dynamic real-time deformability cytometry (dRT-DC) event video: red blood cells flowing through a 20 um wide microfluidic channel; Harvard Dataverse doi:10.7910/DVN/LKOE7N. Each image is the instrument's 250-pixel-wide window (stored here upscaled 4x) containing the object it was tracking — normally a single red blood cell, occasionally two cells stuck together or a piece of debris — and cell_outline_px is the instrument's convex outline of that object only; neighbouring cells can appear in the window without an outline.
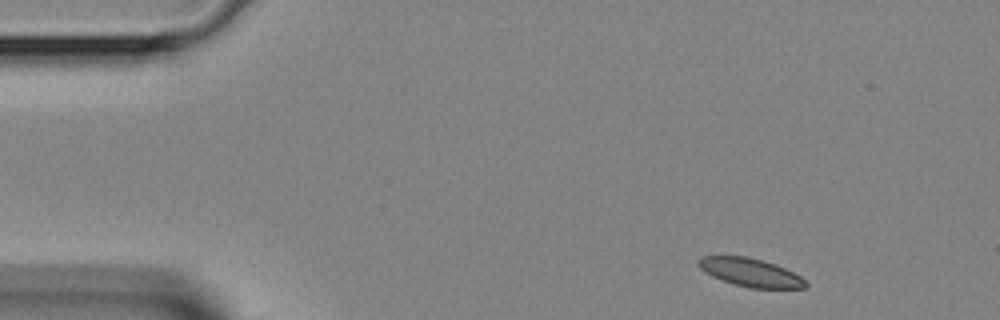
{"species": "Egyptian fruit bat (a non-hibernating species)", "species_latin": "Rousettus aegyptiacus", "temperature_condition": "room temperature", "stored_images_in_passage": 2, "camera_frame_rate_fps": 3000, "um_per_image_px": 0.085, "animal": {"sex": "female"}, "frame": {"image": 1, "passage_image": 1, "time_ms": 0.0, "image_size_px": [1000, 320], "cell_outline_px": [[808, 288], [748, 288], [732, 284], [712, 276], [700, 268], [696, 264], [696, 260], [700, 256], [748, 256], [764, 260], [776, 264], [800, 276], [808, 284]], "centroid_in_image_um": [63.76, 23.15], "position_along_channel_um": 21.2, "area_um2": 17.86}}